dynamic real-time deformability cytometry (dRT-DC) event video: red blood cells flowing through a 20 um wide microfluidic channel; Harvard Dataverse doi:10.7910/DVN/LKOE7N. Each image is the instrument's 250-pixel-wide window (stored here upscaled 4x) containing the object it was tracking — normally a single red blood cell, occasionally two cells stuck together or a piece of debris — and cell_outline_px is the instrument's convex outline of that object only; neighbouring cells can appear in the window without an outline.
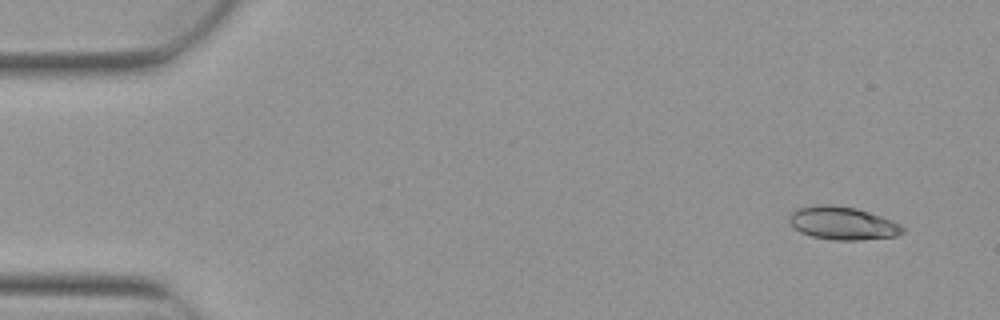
{"species": "Egyptian fruit bat (a non-hibernating species)", "species_latin": "Rousettus aegyptiacus", "temperature_condition": "warm", "stored_images_in_passage": 3, "camera_frame_rate_fps": 3000, "um_per_image_px": 0.085, "animal": {"sex": "female"}, "frame": {"image": 1, "passage_image": 1, "time_ms": 0.0, "image_size_px": [1000, 320], "cell_outline_px": [[904, 232], [896, 236], [860, 240], [832, 240], [812, 236], [800, 232], [788, 220], [788, 216], [792, 212], [800, 208], [820, 204], [832, 204], [856, 208], [892, 220], [900, 224], [904, 228]], "centroid_in_image_um": [71.63, 18.97], "position_along_channel_um": 13.4, "area_um2": 21.73}}